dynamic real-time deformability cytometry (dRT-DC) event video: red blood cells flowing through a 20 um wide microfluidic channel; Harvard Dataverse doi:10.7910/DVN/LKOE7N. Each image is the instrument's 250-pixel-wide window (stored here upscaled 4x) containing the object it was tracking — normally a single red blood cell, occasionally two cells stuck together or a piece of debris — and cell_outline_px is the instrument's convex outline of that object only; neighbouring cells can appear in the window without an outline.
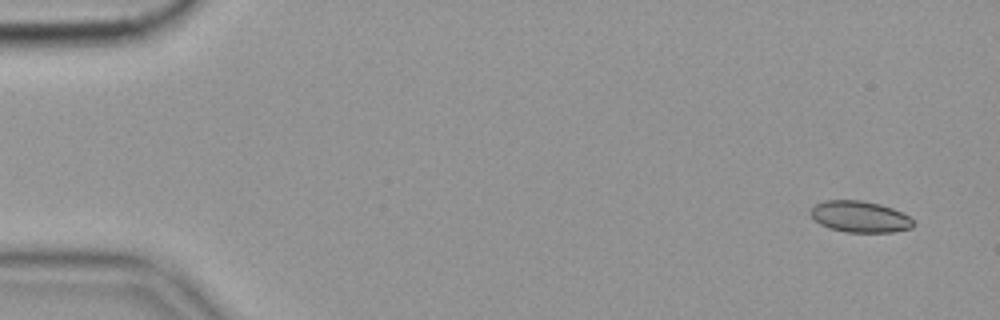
{"species": "common noctule bat (a hibernating species)", "species_latin": "Nyctalus noctula", "temperature_condition": "cold", "stored_images_in_passage": 58, "camera_frame_rate_fps": 3000, "um_per_image_px": 0.085, "animal": {"sex": "female", "body_mass_g": 19.9}, "frame": {"image": 1, "passage_image": 4, "time_ms": 1.0, "image_size_px": [1000, 320], "cell_outline_px": [[916, 224], [912, 228], [892, 232], [844, 232], [820, 224], [812, 216], [812, 208], [816, 204], [824, 200], [860, 200], [880, 204], [892, 208], [908, 216]], "centroid_in_image_um": [73.12, 18.42], "position_along_channel_um": 11.9, "area_um2": 18.55}}
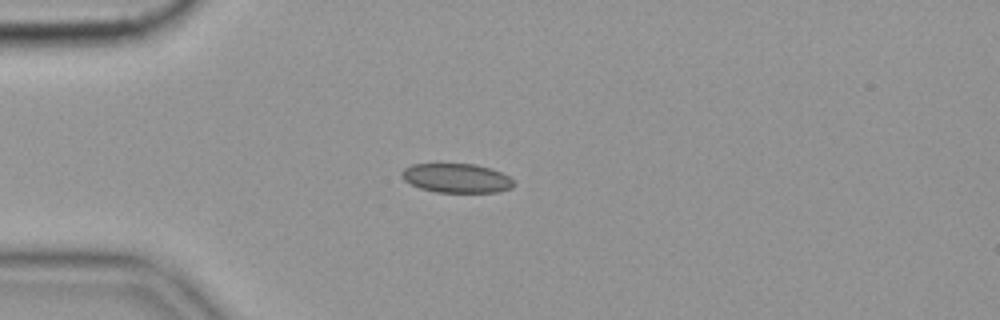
{"frame": {"image": 2, "passage_image": 16, "time_ms": 5.0, "image_size_px": [1000, 320], "cell_outline_px": [[516, 184], [512, 188], [496, 192], [436, 192], [420, 188], [404, 180], [400, 176], [400, 172], [404, 168], [412, 164], [476, 164], [500, 172], [508, 176]], "centroid_in_image_um": [38.79, 15.14], "position_along_channel_um": 46.2, "area_um2": 19.02}}
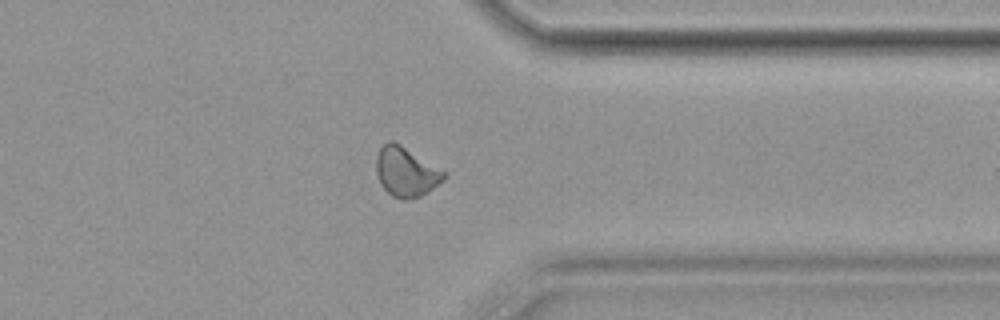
{"frame": {"image": 3, "passage_image": 46, "time_ms": 15.0, "image_size_px": [1000, 320], "cell_outline_px": [[444, 180], [428, 192], [420, 196], [408, 200], [400, 200], [392, 196], [380, 184], [376, 172], [376, 156], [380, 148], [388, 140], [392, 140], [400, 144], [444, 172]], "centroid_in_image_um": [34.46, 14.63], "position_along_channel_um": 376.9, "area_um2": 19.31}, "authors_computed_cell_mechanics": {"area_um2": 18.9295, "velocity_mm_per_s": 3.5338, "shape_relaxation_time_tau1_ms": 7.1304, "shape_relaxation_time_tau2_ms": 2.3002, "deformation_change_tau1": 0.1021, "deformation_change_tau2": 0.0571}}